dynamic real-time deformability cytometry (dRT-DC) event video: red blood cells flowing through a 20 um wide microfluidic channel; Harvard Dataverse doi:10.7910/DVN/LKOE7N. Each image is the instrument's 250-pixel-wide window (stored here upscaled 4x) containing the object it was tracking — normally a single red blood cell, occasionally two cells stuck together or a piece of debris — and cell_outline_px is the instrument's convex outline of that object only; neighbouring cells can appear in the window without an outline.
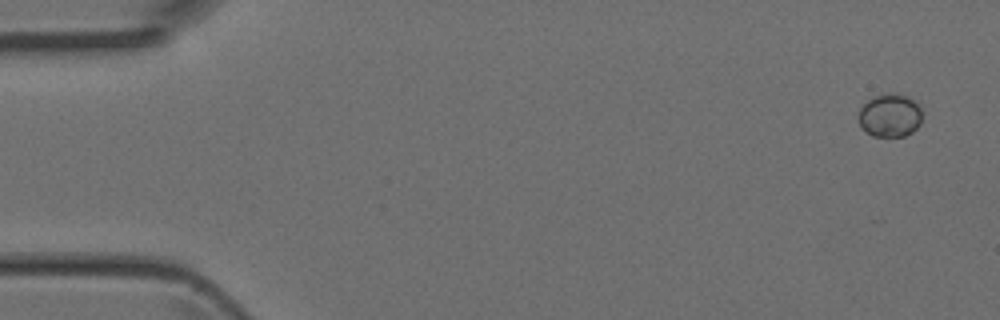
{"species": "Egyptian fruit bat (a non-hibernating species)", "species_latin": "Rousettus aegyptiacus", "temperature_condition": "room temperature", "stored_images_in_passage": 4, "camera_frame_rate_fps": 3000, "um_per_image_px": 0.085, "animal": {"sex": "female"}, "frame": {"image": 1, "passage_image": 1, "time_ms": 0.0, "image_size_px": [1000, 320], "cell_outline_px": [[920, 124], [912, 132], [904, 136], [872, 136], [860, 124], [856, 116], [860, 108], [872, 96], [884, 92], [896, 92], [908, 96], [916, 100], [920, 104]], "centroid_in_image_um": [75.64, 9.76], "position_along_channel_um": 9.4, "area_um2": 16.36}}